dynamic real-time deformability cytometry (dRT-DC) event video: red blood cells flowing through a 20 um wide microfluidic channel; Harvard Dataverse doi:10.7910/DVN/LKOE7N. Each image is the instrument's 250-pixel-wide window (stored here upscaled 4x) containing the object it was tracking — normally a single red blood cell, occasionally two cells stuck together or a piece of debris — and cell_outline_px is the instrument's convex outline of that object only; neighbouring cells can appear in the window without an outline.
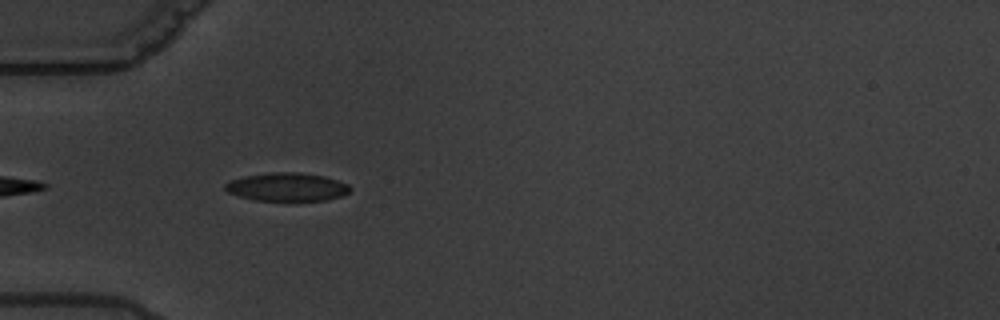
{"species": "common noctule bat (a hibernating species)", "species_latin": "Nyctalus noctula", "temperature_condition": "warm", "stored_images_in_passage": 6, "camera_frame_rate_fps": 3000, "um_per_image_px": 0.085, "animal": {"sex": "male", "body_mass_g": 19.5, "forearm_length_mm": 54.6}, "frame": {"image": 1, "passage_image": 5, "time_ms": 5.0, "image_size_px": [1000, 320], "cell_outline_px": [[352, 188], [344, 196], [328, 200], [296, 204], [288, 204], [256, 200], [240, 196], [228, 192], [224, 188], [224, 184], [232, 180], [244, 176], [272, 172], [296, 172], [324, 176], [348, 184]], "centroid_in_image_um": [24.44, 15.95], "position_along_channel_um": 60.6, "area_um2": 21.62}}